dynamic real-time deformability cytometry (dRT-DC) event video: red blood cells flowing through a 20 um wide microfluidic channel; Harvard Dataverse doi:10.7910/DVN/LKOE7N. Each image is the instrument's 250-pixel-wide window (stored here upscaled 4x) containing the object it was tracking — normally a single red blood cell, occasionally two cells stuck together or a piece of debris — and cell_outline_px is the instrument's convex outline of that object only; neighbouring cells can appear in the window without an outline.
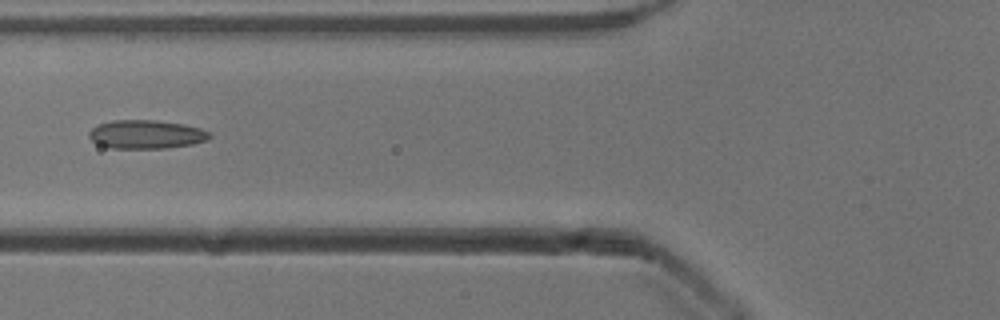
{"species": "common noctule bat (a hibernating species)", "species_latin": "Nyctalus noctula", "temperature_condition": "cold", "stored_images_in_passage": 14, "camera_frame_rate_fps": 3000, "um_per_image_px": 0.085, "animal": {"sex": "male", "body_mass_g": 13.3}, "frame": {"image": 1, "passage_image": 5, "time_ms": 1.333, "image_size_px": [1000, 320], "cell_outline_px": [[212, 136], [208, 140], [192, 144], [168, 148], [112, 148], [96, 144], [88, 136], [88, 132], [96, 124], [112, 120], [156, 120], [184, 124], [200, 128], [208, 132]], "centroid_in_image_um": [12.4, 11.42], "position_along_channel_um": 113.4, "area_um2": 20.29}}
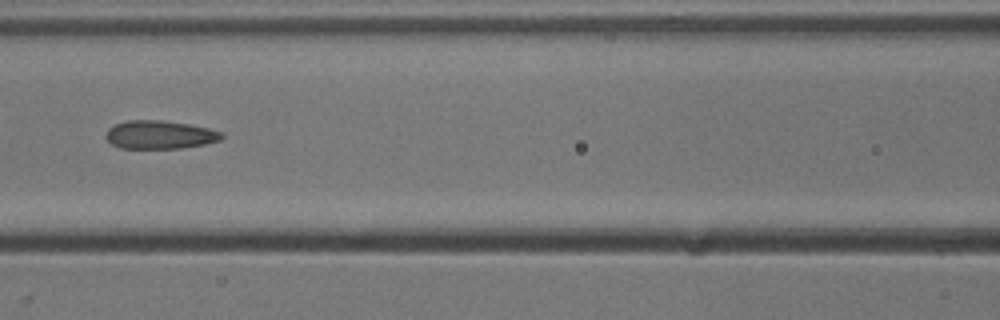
{"frame": {"image": 2, "passage_image": 8, "time_ms": 2.333, "image_size_px": [1000, 320], "cell_outline_px": [[224, 136], [220, 140], [204, 144], [180, 148], [120, 148], [112, 144], [104, 136], [108, 128], [116, 124], [128, 120], [160, 120], [188, 124], [208, 128], [220, 132]], "centroid_in_image_um": [13.55, 11.45], "position_along_channel_um": 153.1, "area_um2": 18.96}}